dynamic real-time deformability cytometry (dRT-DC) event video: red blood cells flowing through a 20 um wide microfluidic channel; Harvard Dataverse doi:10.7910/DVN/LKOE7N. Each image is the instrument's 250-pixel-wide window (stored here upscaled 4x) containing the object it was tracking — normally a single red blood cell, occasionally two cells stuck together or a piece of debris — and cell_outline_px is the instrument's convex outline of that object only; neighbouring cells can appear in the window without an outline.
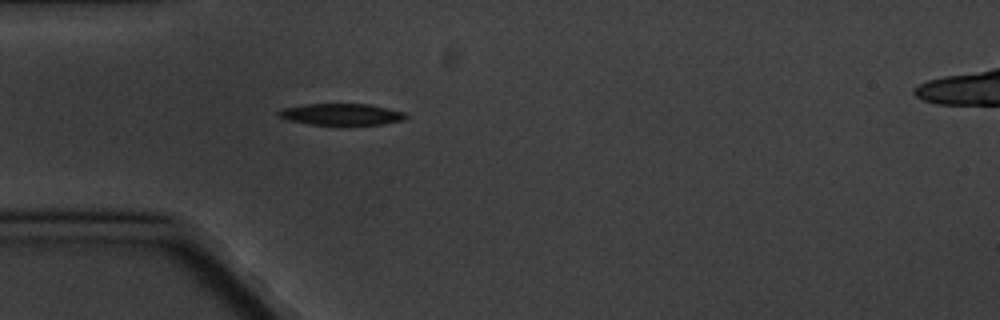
{"species": "common noctule bat (a hibernating species)", "species_latin": "Nyctalus noctula", "temperature_condition": "cold", "stored_images_in_passage": 4, "camera_frame_rate_fps": 3000, "um_per_image_px": 0.085, "animal": {"sex": "male", "body_mass_g": 20.1, "forearm_length_mm": 53.5}, "frame": {"image": 1, "passage_image": 4, "time_ms": 3.667, "image_size_px": [1000, 320], "cell_outline_px": [[408, 116], [404, 120], [380, 124], [308, 124], [288, 120], [276, 116], [276, 112], [280, 108], [304, 104], [372, 104], [404, 112]], "centroid_in_image_um": [28.96, 9.7], "position_along_channel_um": 56.0, "area_um2": 16.01}}